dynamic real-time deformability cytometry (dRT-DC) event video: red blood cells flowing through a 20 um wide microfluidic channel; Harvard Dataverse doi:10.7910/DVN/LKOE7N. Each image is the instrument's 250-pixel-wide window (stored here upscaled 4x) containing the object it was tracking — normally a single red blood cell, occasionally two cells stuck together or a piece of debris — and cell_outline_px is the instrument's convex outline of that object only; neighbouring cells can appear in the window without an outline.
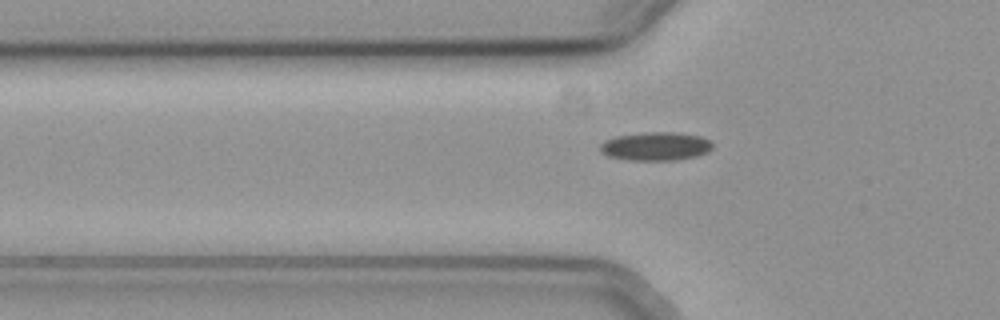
{"species": "common noctule bat (a hibernating species)", "species_latin": "Nyctalus noctula", "temperature_condition": "cold", "stored_images_in_passage": 40, "camera_frame_rate_fps": 3000, "um_per_image_px": 0.085, "animal": {"sex": "female", "body_mass_g": 19.3, "forearm_length_mm": 54.1}, "frame": {"image": 1, "passage_image": 3, "time_ms": 0.667, "image_size_px": [1000, 320], "cell_outline_px": [[712, 148], [708, 152], [696, 156], [676, 160], [628, 160], [608, 156], [600, 152], [600, 144], [604, 140], [616, 136], [644, 132], [672, 132], [700, 136], [708, 140], [712, 144]], "centroid_in_image_um": [55.7, 12.44], "position_along_channel_um": 70.1, "area_um2": 18.67}}
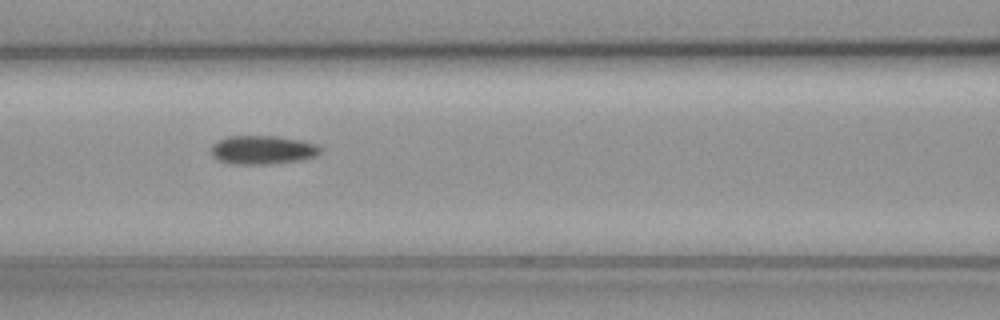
{"frame": {"image": 2, "passage_image": 9, "time_ms": 2.667, "image_size_px": [1000, 320], "cell_outline_px": [[320, 152], [316, 156], [296, 160], [264, 164], [236, 164], [220, 160], [212, 156], [212, 144], [228, 136], [280, 136], [300, 140], [316, 144], [320, 148]], "centroid_in_image_um": [22.31, 12.72], "position_along_channel_um": 144.3, "area_um2": 17.92}}
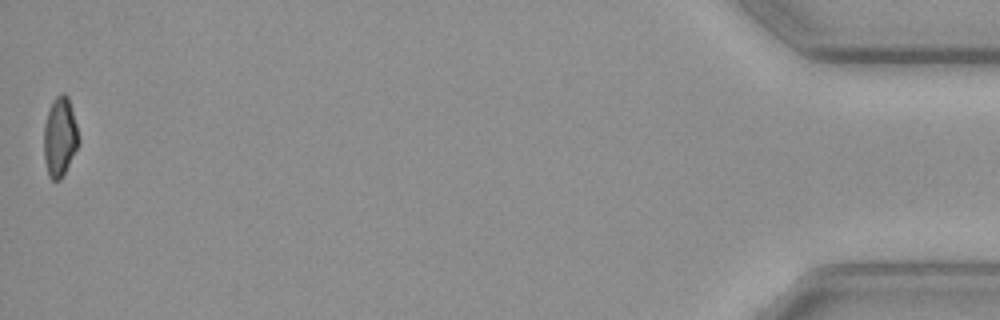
{"frame": {"image": 3, "passage_image": 40, "time_ms": 13.0, "image_size_px": [1000, 320], "cell_outline_px": [[80, 140], [60, 180], [52, 180], [48, 176], [44, 160], [44, 124], [52, 100], [60, 92], [64, 92], [68, 96], [76, 124]], "centroid_in_image_um": [5.07, 11.6], "position_along_channel_um": 430.1, "area_um2": 15.95}, "authors_computed_cell_mechanics": {"area_um2": 17.6579, "velocity_mm_per_s": 3.7142, "shape_relaxation_time_tau1_ms": 2.9535, "shape_relaxation_time_tau2_ms": 8.2444, "deformation_change_tau1": 0.0828, "deformation_change_tau2": 0.1415}}